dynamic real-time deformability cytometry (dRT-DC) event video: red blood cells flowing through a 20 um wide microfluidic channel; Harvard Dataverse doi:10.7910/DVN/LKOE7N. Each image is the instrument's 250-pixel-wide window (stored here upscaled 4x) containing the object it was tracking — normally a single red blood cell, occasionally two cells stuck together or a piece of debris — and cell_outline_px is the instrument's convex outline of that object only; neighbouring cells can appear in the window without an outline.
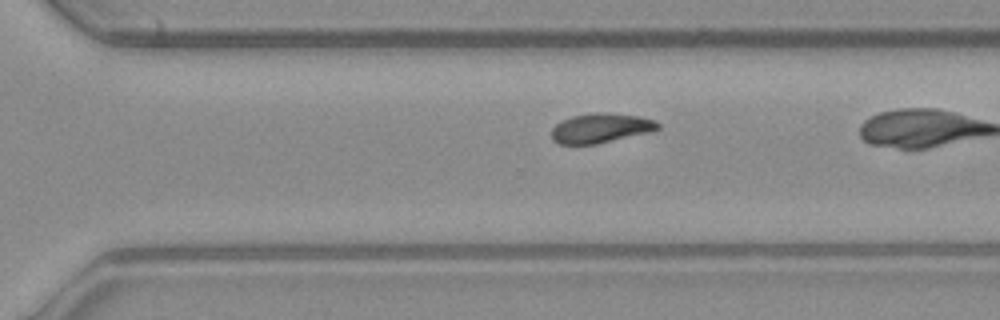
{"species": "common noctule bat (a hibernating species)", "species_latin": "Nyctalus noctula", "temperature_condition": "warm", "stored_images_in_passage": 32, "camera_frame_rate_fps": 3000, "um_per_image_px": 0.085, "animal": {"sex": "male", "body_mass_g": 23.1, "forearm_length_mm": 52.7}, "frame": {"image": 1, "passage_image": 28, "time_ms": 9.0, "image_size_px": [1000, 320], "cell_outline_px": [[660, 128], [652, 132], [596, 144], [560, 144], [552, 140], [552, 128], [560, 120], [572, 116], [640, 116], [652, 120], [660, 124]], "centroid_in_image_um": [51.04, 10.96], "position_along_channel_um": 319.6, "area_um2": 17.34}}